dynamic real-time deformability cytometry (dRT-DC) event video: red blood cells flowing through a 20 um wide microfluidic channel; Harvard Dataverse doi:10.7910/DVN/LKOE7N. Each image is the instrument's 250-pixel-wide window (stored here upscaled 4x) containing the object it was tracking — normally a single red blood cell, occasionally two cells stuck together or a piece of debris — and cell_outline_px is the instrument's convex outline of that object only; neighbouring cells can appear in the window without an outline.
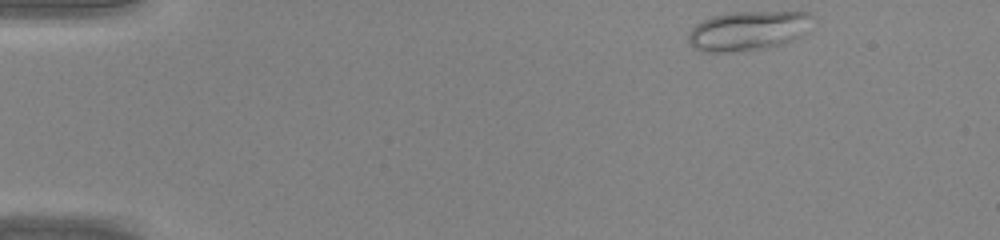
{"species": "common noctule bat (a hibernating species)", "species_latin": "Nyctalus noctula", "temperature_condition": "warm", "stored_images_in_passage": 41, "camera_frame_rate_fps": 3000, "um_per_image_px": 0.085, "animal": {"sex": "male", "body_mass_g": 20.0, "forearm_length_mm": 53.3}, "frame": {"image": 1, "passage_image": 1, "time_ms": 0.0, "image_size_px": [1000, 240], "cell_outline_px": [[816, 16], [804, 32], [800, 36], [780, 44], [764, 48], [736, 52], [700, 52], [688, 44], [688, 32], [696, 24], [712, 16], [728, 12], [808, 12]], "centroid_in_image_um": [63.54, 2.61], "position_along_channel_um": 21.5, "area_um2": 28.67}}
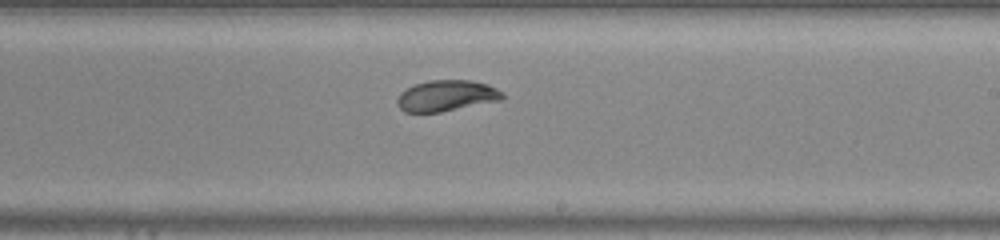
{"frame": {"image": 2, "passage_image": 23, "time_ms": 7.333, "image_size_px": [1000, 240], "cell_outline_px": [[504, 100], [440, 112], [404, 112], [396, 104], [396, 100], [400, 92], [412, 84], [428, 80], [472, 80], [488, 84], [504, 92]], "centroid_in_image_um": [37.96, 8.13], "position_along_channel_um": 251.0, "area_um2": 19.42}}
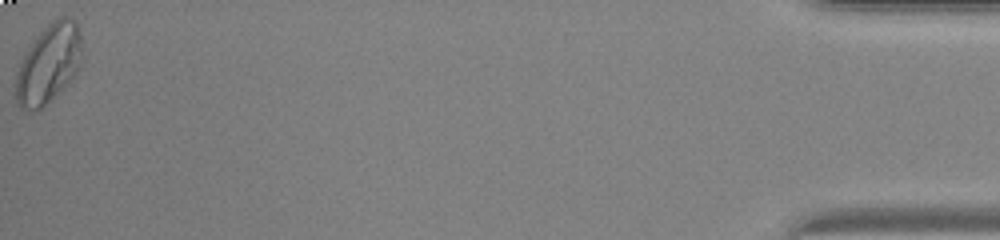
{"frame": {"image": 3, "passage_image": 41, "time_ms": 13.333, "image_size_px": [1000, 240], "cell_outline_px": [[84, 56], [76, 72], [64, 88], [40, 108], [20, 108], [16, 104], [16, 72], [28, 48], [36, 36], [52, 20], [60, 16], [68, 16], [76, 20], [80, 32]], "centroid_in_image_um": [4.18, 5.36], "position_along_channel_um": 431.0, "area_um2": 30.4}}